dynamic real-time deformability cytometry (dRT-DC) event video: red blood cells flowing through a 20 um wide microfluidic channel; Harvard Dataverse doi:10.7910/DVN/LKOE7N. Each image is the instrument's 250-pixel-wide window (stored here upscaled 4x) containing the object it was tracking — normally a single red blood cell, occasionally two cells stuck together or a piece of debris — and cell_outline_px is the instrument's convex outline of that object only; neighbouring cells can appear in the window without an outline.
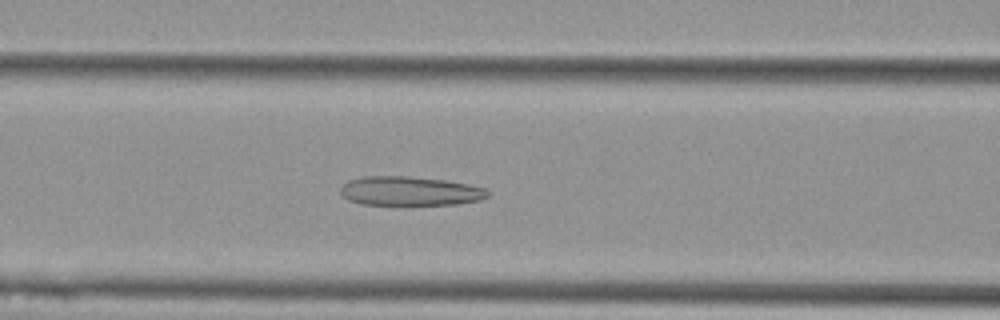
{"species": "Egyptian fruit bat (a non-hibernating species)", "species_latin": "Rousettus aegyptiacus", "temperature_condition": "cold", "stored_images_in_passage": 32, "camera_frame_rate_fps": 3000, "um_per_image_px": 0.085, "animal": {"sex": "female"}, "frame": {"image": 1, "passage_image": 7, "time_ms": 2.0, "image_size_px": [1000, 320], "cell_outline_px": [[492, 192], [488, 196], [480, 200], [456, 204], [360, 204], [348, 200], [340, 192], [340, 188], [348, 180], [364, 176], [408, 176], [444, 180], [468, 184], [484, 188]], "centroid_in_image_um": [34.84, 16.23], "position_along_channel_um": 131.8, "area_um2": 24.91}}
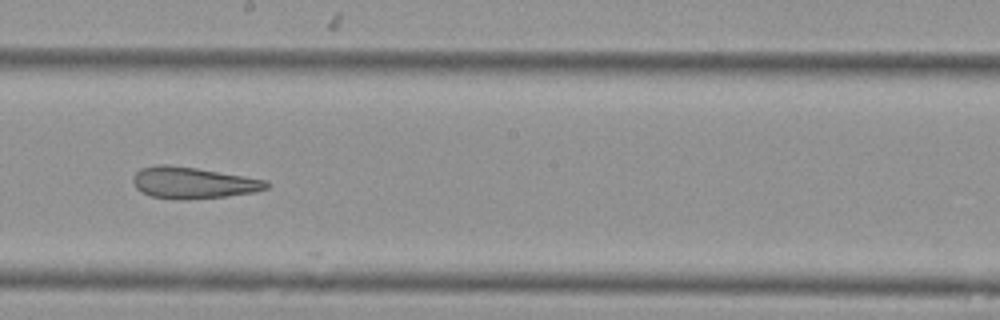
{"frame": {"image": 2, "passage_image": 15, "time_ms": 4.667, "image_size_px": [1000, 320], "cell_outline_px": [[268, 188], [256, 192], [224, 196], [188, 200], [176, 200], [152, 196], [140, 192], [136, 188], [132, 180], [132, 176], [140, 168], [156, 164], [168, 164], [196, 168], [268, 180]], "centroid_in_image_um": [16.37, 15.54], "position_along_channel_um": 231.8, "area_um2": 24.68}}
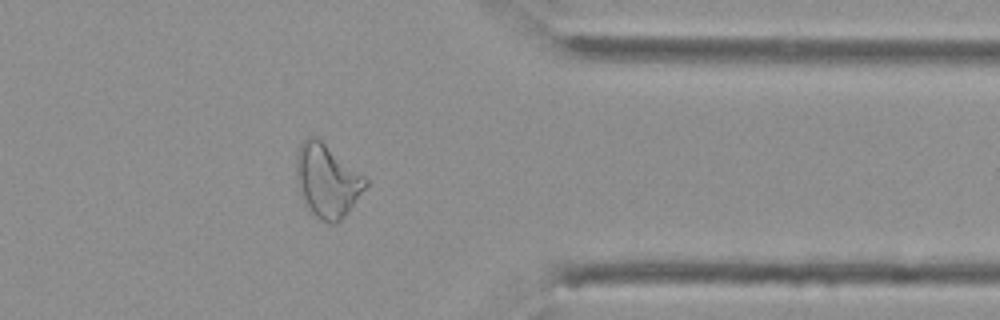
{"frame": {"image": 3, "passage_image": 28, "time_ms": 9.0, "image_size_px": [1000, 320], "cell_outline_px": [[368, 184], [348, 212], [336, 224], [332, 224], [320, 220], [312, 216], [300, 196], [296, 180], [296, 156], [300, 144], [308, 136], [316, 136], [364, 176], [368, 180]], "centroid_in_image_um": [27.77, 15.39], "position_along_channel_um": 383.6, "area_um2": 29.59}}